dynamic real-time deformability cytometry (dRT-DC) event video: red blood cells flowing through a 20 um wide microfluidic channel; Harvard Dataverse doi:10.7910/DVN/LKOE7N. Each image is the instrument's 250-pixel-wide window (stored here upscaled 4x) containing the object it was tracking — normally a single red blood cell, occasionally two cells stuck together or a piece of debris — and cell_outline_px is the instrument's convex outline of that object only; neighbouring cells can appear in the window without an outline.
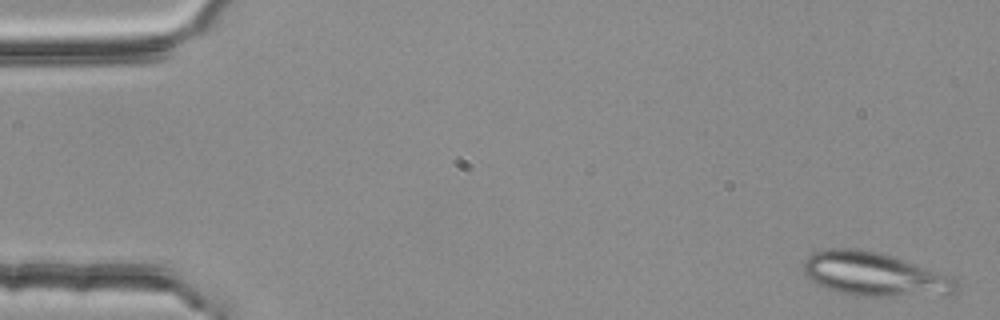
{"species": "common noctule bat (a hibernating species)", "species_latin": "Nyctalus noctula", "temperature_condition": "room temperature", "stored_images_in_passage": 53, "camera_frame_rate_fps": 3000, "um_per_image_px": 0.085, "animal": {"sex": "female", "body_mass_g": 25.1}, "frame": {"image": 1, "passage_image": 2, "time_ms": 0.333, "image_size_px": [1000, 320], "cell_outline_px": [[960, 284], [956, 292], [892, 296], [856, 296], [824, 288], [812, 280], [804, 272], [804, 260], [812, 252], [820, 248], [856, 248], [876, 252], [892, 256], [952, 276]], "centroid_in_image_um": [74.27, 23.29], "position_along_channel_um": 10.7, "area_um2": 38.61}}
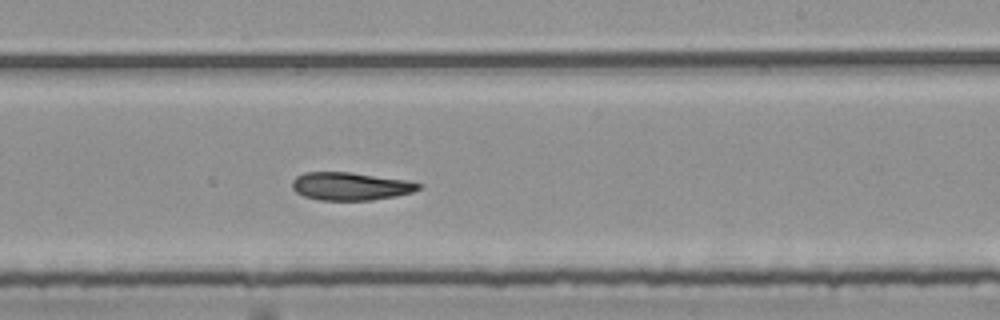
{"frame": {"image": 2, "passage_image": 33, "time_ms": 10.667, "image_size_px": [1000, 320], "cell_outline_px": [[424, 184], [420, 188], [412, 192], [396, 196], [372, 200], [320, 200], [304, 196], [296, 192], [292, 188], [292, 180], [296, 176], [304, 172], [352, 172], [408, 180]], "centroid_in_image_um": [29.8, 15.82], "position_along_channel_um": 259.2, "area_um2": 20.75}}
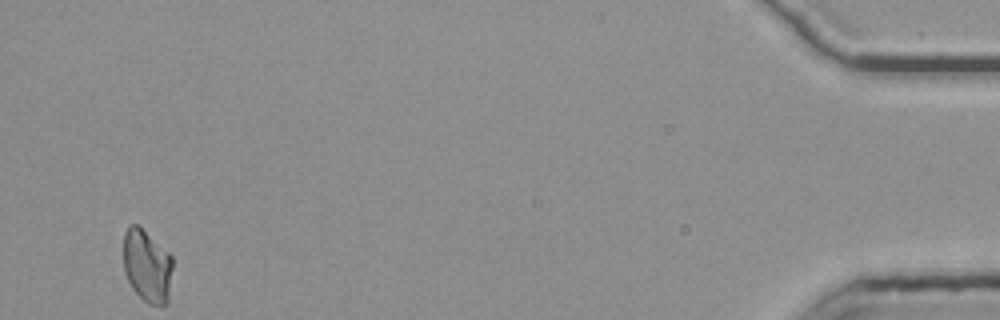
{"frame": {"image": 3, "passage_image": 53, "time_ms": 17.333, "image_size_px": [1000, 320], "cell_outline_px": [[172, 268], [168, 304], [148, 304], [132, 288], [124, 272], [124, 232], [128, 224], [136, 224], [168, 252], [172, 256]], "centroid_in_image_um": [12.5, 22.61], "position_along_channel_um": 422.7, "area_um2": 20.69}, "authors_computed_cell_mechanics": {"area_um2": 21.5594, "velocity_mm_per_s": 3.745, "shape_relaxation_time_tau1_ms": null, "shape_relaxation_time_tau2_ms": 10.3193, "deformation_change_tau1": null, "deformation_change_tau2": 0.2002}}